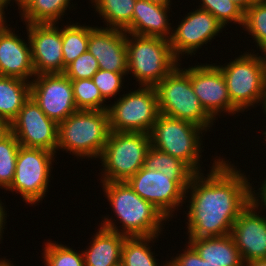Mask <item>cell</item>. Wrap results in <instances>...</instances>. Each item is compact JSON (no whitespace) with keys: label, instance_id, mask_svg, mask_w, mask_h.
<instances>
[{"label":"cell","instance_id":"1","mask_svg":"<svg viewBox=\"0 0 266 266\" xmlns=\"http://www.w3.org/2000/svg\"><path fill=\"white\" fill-rule=\"evenodd\" d=\"M220 156H213L209 172L195 173L187 187V238L230 234L235 220L252 201L251 177Z\"/></svg>","mask_w":266,"mask_h":266},{"label":"cell","instance_id":"2","mask_svg":"<svg viewBox=\"0 0 266 266\" xmlns=\"http://www.w3.org/2000/svg\"><path fill=\"white\" fill-rule=\"evenodd\" d=\"M100 183L104 197L108 200L109 206H112L113 215L117 217H101V227L126 237L163 234L166 221L169 223V220L152 203L142 199L126 181Z\"/></svg>","mask_w":266,"mask_h":266},{"label":"cell","instance_id":"3","mask_svg":"<svg viewBox=\"0 0 266 266\" xmlns=\"http://www.w3.org/2000/svg\"><path fill=\"white\" fill-rule=\"evenodd\" d=\"M110 133L107 110H78L58 124L57 151L99 159ZM60 149V150H59Z\"/></svg>","mask_w":266,"mask_h":266},{"label":"cell","instance_id":"4","mask_svg":"<svg viewBox=\"0 0 266 266\" xmlns=\"http://www.w3.org/2000/svg\"><path fill=\"white\" fill-rule=\"evenodd\" d=\"M255 52L249 49L224 66L216 65L225 78L231 102L241 112L258 105L263 109L266 99V55Z\"/></svg>","mask_w":266,"mask_h":266},{"label":"cell","instance_id":"5","mask_svg":"<svg viewBox=\"0 0 266 266\" xmlns=\"http://www.w3.org/2000/svg\"><path fill=\"white\" fill-rule=\"evenodd\" d=\"M180 63L156 86L159 112L169 117L192 122L206 131L216 121L195 95L190 80V65Z\"/></svg>","mask_w":266,"mask_h":266},{"label":"cell","instance_id":"6","mask_svg":"<svg viewBox=\"0 0 266 266\" xmlns=\"http://www.w3.org/2000/svg\"><path fill=\"white\" fill-rule=\"evenodd\" d=\"M126 47L127 75L132 73L138 86L155 87L180 62L164 38L126 33Z\"/></svg>","mask_w":266,"mask_h":266},{"label":"cell","instance_id":"7","mask_svg":"<svg viewBox=\"0 0 266 266\" xmlns=\"http://www.w3.org/2000/svg\"><path fill=\"white\" fill-rule=\"evenodd\" d=\"M204 132L208 131L192 122L160 113L149 136L152 147L181 160L194 173H201Z\"/></svg>","mask_w":266,"mask_h":266},{"label":"cell","instance_id":"8","mask_svg":"<svg viewBox=\"0 0 266 266\" xmlns=\"http://www.w3.org/2000/svg\"><path fill=\"white\" fill-rule=\"evenodd\" d=\"M150 148L148 133L110 131L98 159L102 166L100 182L127 181L144 166Z\"/></svg>","mask_w":266,"mask_h":266},{"label":"cell","instance_id":"9","mask_svg":"<svg viewBox=\"0 0 266 266\" xmlns=\"http://www.w3.org/2000/svg\"><path fill=\"white\" fill-rule=\"evenodd\" d=\"M131 90L109 104L110 131L149 134L160 114L155 87Z\"/></svg>","mask_w":266,"mask_h":266},{"label":"cell","instance_id":"10","mask_svg":"<svg viewBox=\"0 0 266 266\" xmlns=\"http://www.w3.org/2000/svg\"><path fill=\"white\" fill-rule=\"evenodd\" d=\"M55 157L56 153L45 149L20 146L8 192L19 193L26 204L39 205L48 192Z\"/></svg>","mask_w":266,"mask_h":266},{"label":"cell","instance_id":"11","mask_svg":"<svg viewBox=\"0 0 266 266\" xmlns=\"http://www.w3.org/2000/svg\"><path fill=\"white\" fill-rule=\"evenodd\" d=\"M181 17L179 24L172 27L169 39L173 55L180 62L189 54L193 57L199 49L224 30L223 25L210 12L200 8L189 11L184 18Z\"/></svg>","mask_w":266,"mask_h":266},{"label":"cell","instance_id":"12","mask_svg":"<svg viewBox=\"0 0 266 266\" xmlns=\"http://www.w3.org/2000/svg\"><path fill=\"white\" fill-rule=\"evenodd\" d=\"M144 200L152 203L170 221L185 204L186 191L159 170L140 168L126 181ZM184 202V203H183Z\"/></svg>","mask_w":266,"mask_h":266},{"label":"cell","instance_id":"13","mask_svg":"<svg viewBox=\"0 0 266 266\" xmlns=\"http://www.w3.org/2000/svg\"><path fill=\"white\" fill-rule=\"evenodd\" d=\"M30 97L57 124L78 111L71 80L64 73L35 75L30 82Z\"/></svg>","mask_w":266,"mask_h":266},{"label":"cell","instance_id":"14","mask_svg":"<svg viewBox=\"0 0 266 266\" xmlns=\"http://www.w3.org/2000/svg\"><path fill=\"white\" fill-rule=\"evenodd\" d=\"M10 132L17 138L20 146L56 153L58 124L48 118L31 97L10 123Z\"/></svg>","mask_w":266,"mask_h":266},{"label":"cell","instance_id":"15","mask_svg":"<svg viewBox=\"0 0 266 266\" xmlns=\"http://www.w3.org/2000/svg\"><path fill=\"white\" fill-rule=\"evenodd\" d=\"M190 80L203 108L215 120L223 114L233 116L241 113L231 102L225 78L215 63L190 66Z\"/></svg>","mask_w":266,"mask_h":266},{"label":"cell","instance_id":"16","mask_svg":"<svg viewBox=\"0 0 266 266\" xmlns=\"http://www.w3.org/2000/svg\"><path fill=\"white\" fill-rule=\"evenodd\" d=\"M25 25L35 75L64 73L62 33L58 23Z\"/></svg>","mask_w":266,"mask_h":266},{"label":"cell","instance_id":"17","mask_svg":"<svg viewBox=\"0 0 266 266\" xmlns=\"http://www.w3.org/2000/svg\"><path fill=\"white\" fill-rule=\"evenodd\" d=\"M260 211L263 210L251 201L240 213L231 229L230 235L244 263L266 259V215L262 216Z\"/></svg>","mask_w":266,"mask_h":266},{"label":"cell","instance_id":"18","mask_svg":"<svg viewBox=\"0 0 266 266\" xmlns=\"http://www.w3.org/2000/svg\"><path fill=\"white\" fill-rule=\"evenodd\" d=\"M87 50L97 59L101 70L128 72L126 32L124 30L89 25Z\"/></svg>","mask_w":266,"mask_h":266},{"label":"cell","instance_id":"19","mask_svg":"<svg viewBox=\"0 0 266 266\" xmlns=\"http://www.w3.org/2000/svg\"><path fill=\"white\" fill-rule=\"evenodd\" d=\"M21 37L10 24L0 30V75L31 82L35 71L30 42L28 36L25 38L28 41Z\"/></svg>","mask_w":266,"mask_h":266},{"label":"cell","instance_id":"20","mask_svg":"<svg viewBox=\"0 0 266 266\" xmlns=\"http://www.w3.org/2000/svg\"><path fill=\"white\" fill-rule=\"evenodd\" d=\"M170 9L171 7L146 0H136L132 22L124 31L135 35L160 37L169 40L173 29L171 26L173 23L168 19Z\"/></svg>","mask_w":266,"mask_h":266},{"label":"cell","instance_id":"21","mask_svg":"<svg viewBox=\"0 0 266 266\" xmlns=\"http://www.w3.org/2000/svg\"><path fill=\"white\" fill-rule=\"evenodd\" d=\"M90 245L83 251L85 266L121 265L122 247L126 236L98 225Z\"/></svg>","mask_w":266,"mask_h":266},{"label":"cell","instance_id":"22","mask_svg":"<svg viewBox=\"0 0 266 266\" xmlns=\"http://www.w3.org/2000/svg\"><path fill=\"white\" fill-rule=\"evenodd\" d=\"M199 256L218 266H244L242 256L230 234L218 237L187 238Z\"/></svg>","mask_w":266,"mask_h":266},{"label":"cell","instance_id":"23","mask_svg":"<svg viewBox=\"0 0 266 266\" xmlns=\"http://www.w3.org/2000/svg\"><path fill=\"white\" fill-rule=\"evenodd\" d=\"M30 98V82L0 75V117L9 124Z\"/></svg>","mask_w":266,"mask_h":266},{"label":"cell","instance_id":"24","mask_svg":"<svg viewBox=\"0 0 266 266\" xmlns=\"http://www.w3.org/2000/svg\"><path fill=\"white\" fill-rule=\"evenodd\" d=\"M144 166L150 170H159L168 178L176 181L185 191L190 184L191 178L195 174L184 162L174 158L168 153L159 151L151 146Z\"/></svg>","mask_w":266,"mask_h":266},{"label":"cell","instance_id":"25","mask_svg":"<svg viewBox=\"0 0 266 266\" xmlns=\"http://www.w3.org/2000/svg\"><path fill=\"white\" fill-rule=\"evenodd\" d=\"M159 236L126 237L122 247V266H168V261L160 265L152 245ZM151 243V244H150ZM153 243V244H152ZM151 245V246H150ZM158 262V263H157Z\"/></svg>","mask_w":266,"mask_h":266},{"label":"cell","instance_id":"26","mask_svg":"<svg viewBox=\"0 0 266 266\" xmlns=\"http://www.w3.org/2000/svg\"><path fill=\"white\" fill-rule=\"evenodd\" d=\"M107 28L124 30L131 22L136 0H89Z\"/></svg>","mask_w":266,"mask_h":266},{"label":"cell","instance_id":"27","mask_svg":"<svg viewBox=\"0 0 266 266\" xmlns=\"http://www.w3.org/2000/svg\"><path fill=\"white\" fill-rule=\"evenodd\" d=\"M73 0H36L34 4L21 16L23 24H44L62 22L66 10L75 9ZM72 5H71V3ZM25 22V23H24Z\"/></svg>","mask_w":266,"mask_h":266},{"label":"cell","instance_id":"28","mask_svg":"<svg viewBox=\"0 0 266 266\" xmlns=\"http://www.w3.org/2000/svg\"><path fill=\"white\" fill-rule=\"evenodd\" d=\"M78 23L70 22L69 24L68 22L65 24L66 26H61L64 71L70 63L87 51L89 24Z\"/></svg>","mask_w":266,"mask_h":266},{"label":"cell","instance_id":"29","mask_svg":"<svg viewBox=\"0 0 266 266\" xmlns=\"http://www.w3.org/2000/svg\"><path fill=\"white\" fill-rule=\"evenodd\" d=\"M242 28L252 36L256 50L266 53V0L254 3L245 11Z\"/></svg>","mask_w":266,"mask_h":266},{"label":"cell","instance_id":"30","mask_svg":"<svg viewBox=\"0 0 266 266\" xmlns=\"http://www.w3.org/2000/svg\"><path fill=\"white\" fill-rule=\"evenodd\" d=\"M46 241L41 253L44 266H85L82 251L58 241Z\"/></svg>","mask_w":266,"mask_h":266},{"label":"cell","instance_id":"31","mask_svg":"<svg viewBox=\"0 0 266 266\" xmlns=\"http://www.w3.org/2000/svg\"><path fill=\"white\" fill-rule=\"evenodd\" d=\"M78 110H108L109 105L92 79L71 80Z\"/></svg>","mask_w":266,"mask_h":266},{"label":"cell","instance_id":"32","mask_svg":"<svg viewBox=\"0 0 266 266\" xmlns=\"http://www.w3.org/2000/svg\"><path fill=\"white\" fill-rule=\"evenodd\" d=\"M20 144L10 132L0 141V188L7 191L15 176V166Z\"/></svg>","mask_w":266,"mask_h":266},{"label":"cell","instance_id":"33","mask_svg":"<svg viewBox=\"0 0 266 266\" xmlns=\"http://www.w3.org/2000/svg\"><path fill=\"white\" fill-rule=\"evenodd\" d=\"M198 8L210 12L224 28L228 24H238L243 27L244 11L231 0H200Z\"/></svg>","mask_w":266,"mask_h":266},{"label":"cell","instance_id":"34","mask_svg":"<svg viewBox=\"0 0 266 266\" xmlns=\"http://www.w3.org/2000/svg\"><path fill=\"white\" fill-rule=\"evenodd\" d=\"M125 76L127 73H119V72H110L108 70L99 69L92 77L94 84L100 91L102 97L108 101L116 99V95L121 94L120 92L123 90L122 86L125 81Z\"/></svg>","mask_w":266,"mask_h":266},{"label":"cell","instance_id":"35","mask_svg":"<svg viewBox=\"0 0 266 266\" xmlns=\"http://www.w3.org/2000/svg\"><path fill=\"white\" fill-rule=\"evenodd\" d=\"M99 69L97 59L87 50L66 67L64 74L70 80L92 79Z\"/></svg>","mask_w":266,"mask_h":266},{"label":"cell","instance_id":"36","mask_svg":"<svg viewBox=\"0 0 266 266\" xmlns=\"http://www.w3.org/2000/svg\"><path fill=\"white\" fill-rule=\"evenodd\" d=\"M186 243L182 253H177L168 260V266H218L208 263L207 260L204 261L196 250L188 242Z\"/></svg>","mask_w":266,"mask_h":266},{"label":"cell","instance_id":"37","mask_svg":"<svg viewBox=\"0 0 266 266\" xmlns=\"http://www.w3.org/2000/svg\"><path fill=\"white\" fill-rule=\"evenodd\" d=\"M255 187H252V201L258 206L262 207L261 210L266 209V177L261 182L260 180V187L258 190ZM258 191V192H257ZM256 192V193H255ZM264 207V208H263Z\"/></svg>","mask_w":266,"mask_h":266},{"label":"cell","instance_id":"38","mask_svg":"<svg viewBox=\"0 0 266 266\" xmlns=\"http://www.w3.org/2000/svg\"><path fill=\"white\" fill-rule=\"evenodd\" d=\"M7 209L4 205V203L2 202V199L0 200V244L2 243L1 239L3 238V233H4V229L6 228L5 225L7 223V211L5 210Z\"/></svg>","mask_w":266,"mask_h":266},{"label":"cell","instance_id":"39","mask_svg":"<svg viewBox=\"0 0 266 266\" xmlns=\"http://www.w3.org/2000/svg\"><path fill=\"white\" fill-rule=\"evenodd\" d=\"M36 0H13L18 6L20 17L34 4Z\"/></svg>","mask_w":266,"mask_h":266},{"label":"cell","instance_id":"40","mask_svg":"<svg viewBox=\"0 0 266 266\" xmlns=\"http://www.w3.org/2000/svg\"><path fill=\"white\" fill-rule=\"evenodd\" d=\"M10 133V124L0 117V141Z\"/></svg>","mask_w":266,"mask_h":266},{"label":"cell","instance_id":"41","mask_svg":"<svg viewBox=\"0 0 266 266\" xmlns=\"http://www.w3.org/2000/svg\"><path fill=\"white\" fill-rule=\"evenodd\" d=\"M233 3L237 4L244 12L252 6L254 3L260 0H231Z\"/></svg>","mask_w":266,"mask_h":266},{"label":"cell","instance_id":"42","mask_svg":"<svg viewBox=\"0 0 266 266\" xmlns=\"http://www.w3.org/2000/svg\"><path fill=\"white\" fill-rule=\"evenodd\" d=\"M244 266H266V259L248 261Z\"/></svg>","mask_w":266,"mask_h":266},{"label":"cell","instance_id":"43","mask_svg":"<svg viewBox=\"0 0 266 266\" xmlns=\"http://www.w3.org/2000/svg\"><path fill=\"white\" fill-rule=\"evenodd\" d=\"M149 1L151 3H155V4H159L165 7H171L172 5V1L171 0H146Z\"/></svg>","mask_w":266,"mask_h":266},{"label":"cell","instance_id":"44","mask_svg":"<svg viewBox=\"0 0 266 266\" xmlns=\"http://www.w3.org/2000/svg\"><path fill=\"white\" fill-rule=\"evenodd\" d=\"M11 2L13 3V0H0V12H2L5 16L7 15L5 14V9H7Z\"/></svg>","mask_w":266,"mask_h":266},{"label":"cell","instance_id":"45","mask_svg":"<svg viewBox=\"0 0 266 266\" xmlns=\"http://www.w3.org/2000/svg\"><path fill=\"white\" fill-rule=\"evenodd\" d=\"M0 266H15L13 265L12 261H10V259H6V257L4 258H0Z\"/></svg>","mask_w":266,"mask_h":266},{"label":"cell","instance_id":"46","mask_svg":"<svg viewBox=\"0 0 266 266\" xmlns=\"http://www.w3.org/2000/svg\"><path fill=\"white\" fill-rule=\"evenodd\" d=\"M7 16L0 12V30L7 24Z\"/></svg>","mask_w":266,"mask_h":266},{"label":"cell","instance_id":"47","mask_svg":"<svg viewBox=\"0 0 266 266\" xmlns=\"http://www.w3.org/2000/svg\"><path fill=\"white\" fill-rule=\"evenodd\" d=\"M265 114V116L264 117H266V113H264ZM264 120H266V119H264ZM263 133H262V136H264L263 137V139H264V141H262L263 142V144L262 145H266V126H265V130L264 131H262Z\"/></svg>","mask_w":266,"mask_h":266},{"label":"cell","instance_id":"48","mask_svg":"<svg viewBox=\"0 0 266 266\" xmlns=\"http://www.w3.org/2000/svg\"><path fill=\"white\" fill-rule=\"evenodd\" d=\"M263 113H266V99H265V103H264V106H263Z\"/></svg>","mask_w":266,"mask_h":266}]
</instances>
